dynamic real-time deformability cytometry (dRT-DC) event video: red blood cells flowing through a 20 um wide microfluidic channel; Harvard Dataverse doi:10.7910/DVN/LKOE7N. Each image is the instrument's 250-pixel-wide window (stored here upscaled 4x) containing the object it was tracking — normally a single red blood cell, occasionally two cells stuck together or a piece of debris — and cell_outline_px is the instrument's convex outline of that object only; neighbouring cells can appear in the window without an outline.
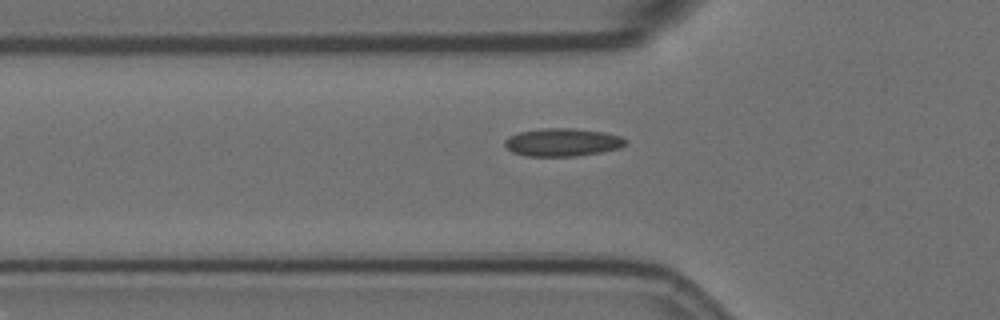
{"species": "Egyptian fruit bat (a non-hibernating species)", "species_latin": "Rousettus aegyptiacus", "temperature_condition": "room temperature", "stored_images_in_passage": 36, "camera_frame_rate_fps": 3000, "um_per_image_px": 0.085, "animal": {"sex": "female"}, "frame": {"image": 1, "passage_image": 4, "time_ms": 1.0, "image_size_px": [1000, 320], "cell_outline_px": [[624, 144], [620, 148], [600, 152], [576, 156], [524, 156], [512, 152], [504, 144], [504, 140], [508, 136], [520, 132], [544, 128], [572, 128], [604, 132], [620, 136], [624, 140]], "centroid_in_image_um": [47.76, 12.09], "position_along_channel_um": 78.0, "area_um2": 19.54}}
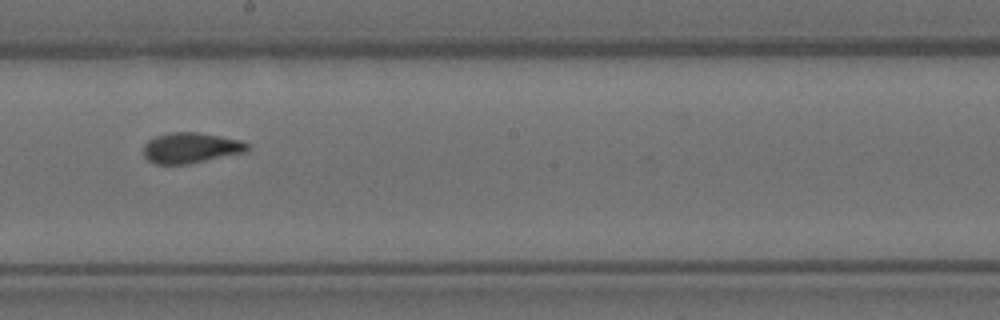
{"frame": {"image": 2, "passage_image": 17, "time_ms": 5.333, "image_size_px": [1000, 320], "cell_outline_px": [[248, 152], [188, 164], [156, 164], [148, 160], [144, 156], [144, 144], [148, 140], [156, 136], [172, 132], [196, 132], [220, 136], [240, 140], [248, 144]], "centroid_in_image_um": [16.22, 12.57], "position_along_channel_um": 232.0, "area_um2": 18.5}}
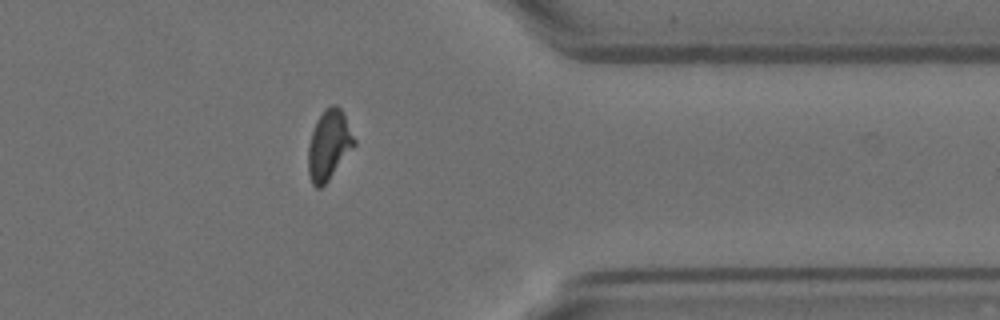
{"frame": {"image": 3, "passage_image": 31, "time_ms": 10.0, "image_size_px": [1000, 320], "cell_outline_px": [[356, 144], [328, 180], [320, 188], [316, 188], [312, 184], [308, 172], [308, 148], [312, 132], [316, 120], [324, 108], [332, 104], [336, 104], [344, 112], [356, 140]], "centroid_in_image_um": [27.96, 12.28], "position_along_channel_um": 383.4, "area_um2": 18.79}}